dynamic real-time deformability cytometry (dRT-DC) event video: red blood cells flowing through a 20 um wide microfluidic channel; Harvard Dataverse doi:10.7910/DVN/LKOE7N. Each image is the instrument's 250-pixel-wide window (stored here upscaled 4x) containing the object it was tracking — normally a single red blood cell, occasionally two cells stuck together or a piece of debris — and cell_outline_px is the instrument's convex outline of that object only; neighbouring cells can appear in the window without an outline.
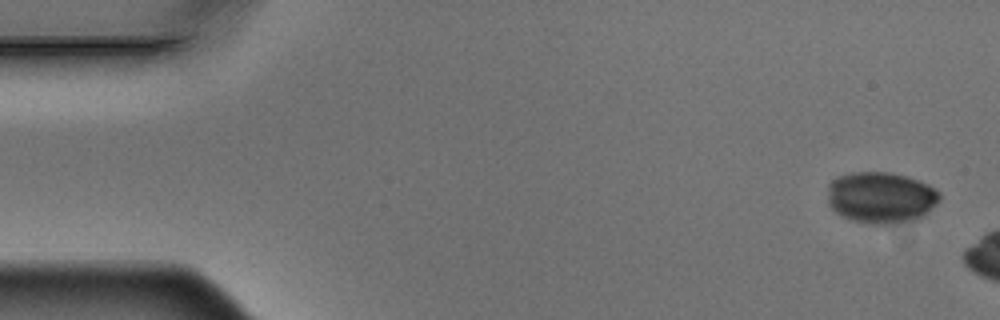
{"species": "Egyptian fruit bat (a non-hibernating species)", "species_latin": "Rousettus aegyptiacus", "temperature_condition": "warm", "stored_images_in_passage": 3, "camera_frame_rate_fps": 3000, "um_per_image_px": 0.085, "animal": {"sex": "male"}, "frame": {"image": 1, "passage_image": 1, "time_ms": 0.0, "image_size_px": [1000, 320], "cell_outline_px": [[940, 200], [924, 216], [916, 220], [888, 224], [872, 224], [852, 220], [840, 216], [828, 204], [828, 184], [832, 180], [840, 176], [852, 172], [892, 172], [908, 176], [928, 184], [940, 192]], "centroid_in_image_um": [74.89, 16.79], "position_along_channel_um": 10.1, "area_um2": 33.87}}